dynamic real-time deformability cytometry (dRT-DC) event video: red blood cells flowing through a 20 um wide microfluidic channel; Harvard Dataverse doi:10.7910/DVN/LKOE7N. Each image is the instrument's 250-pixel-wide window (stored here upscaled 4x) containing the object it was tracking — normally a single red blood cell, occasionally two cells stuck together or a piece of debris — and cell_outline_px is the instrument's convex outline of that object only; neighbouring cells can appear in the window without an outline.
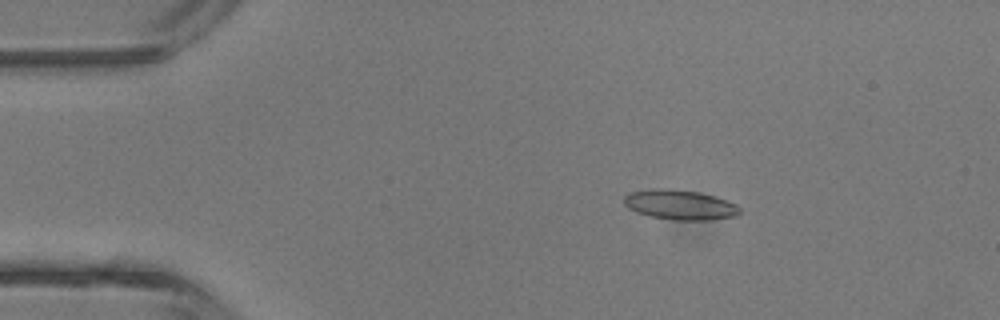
{"species": "common noctule bat (a hibernating species)", "species_latin": "Nyctalus noctula", "temperature_condition": "room temperature", "stored_images_in_passage": 3, "camera_frame_rate_fps": 3000, "um_per_image_px": 0.085, "animal": {"sex": "male", "body_mass_g": 13.3}, "frame": {"image": 1, "passage_image": 2, "time_ms": 2.0, "image_size_px": [1000, 320], "cell_outline_px": [[740, 212], [736, 216], [712, 220], [676, 220], [648, 216], [636, 212], [628, 208], [624, 204], [624, 196], [632, 192], [648, 188], [668, 188], [696, 192], [728, 200], [736, 204], [740, 208]], "centroid_in_image_um": [57.78, 17.41], "position_along_channel_um": 27.2, "area_um2": 20.23}}